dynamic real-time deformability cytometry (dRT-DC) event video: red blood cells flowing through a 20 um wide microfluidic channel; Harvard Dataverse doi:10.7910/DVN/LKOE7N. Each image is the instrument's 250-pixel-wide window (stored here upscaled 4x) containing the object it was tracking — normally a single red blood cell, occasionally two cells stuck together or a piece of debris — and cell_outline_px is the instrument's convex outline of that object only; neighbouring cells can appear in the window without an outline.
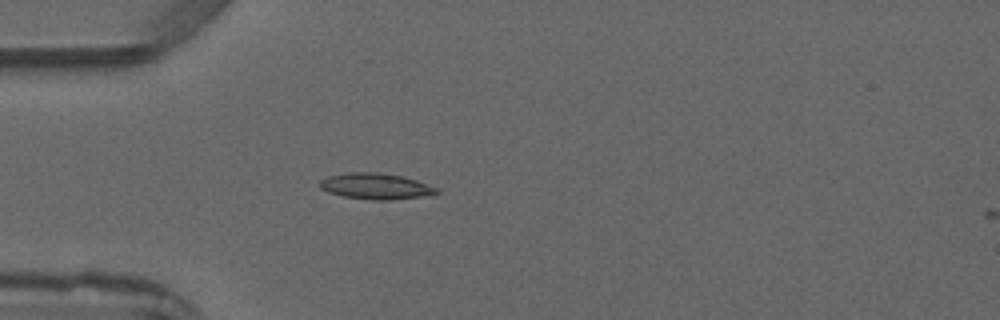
{"species": "common noctule bat (a hibernating species)", "species_latin": "Nyctalus noctula", "temperature_condition": "warm", "stored_images_in_passage": 3, "camera_frame_rate_fps": 3000, "um_per_image_px": 0.085, "animal": {"sex": "male", "forearm_length_mm": 52.5}, "frame": {"image": 1, "passage_image": 3, "time_ms": 3.0, "image_size_px": [1000, 320], "cell_outline_px": [[440, 192], [420, 196], [388, 200], [372, 200], [344, 196], [328, 192], [320, 188], [320, 180], [328, 176], [348, 172], [380, 172], [404, 176], [416, 180], [436, 188]], "centroid_in_image_um": [31.89, 15.81], "position_along_channel_um": 53.1, "area_um2": 17.51}}